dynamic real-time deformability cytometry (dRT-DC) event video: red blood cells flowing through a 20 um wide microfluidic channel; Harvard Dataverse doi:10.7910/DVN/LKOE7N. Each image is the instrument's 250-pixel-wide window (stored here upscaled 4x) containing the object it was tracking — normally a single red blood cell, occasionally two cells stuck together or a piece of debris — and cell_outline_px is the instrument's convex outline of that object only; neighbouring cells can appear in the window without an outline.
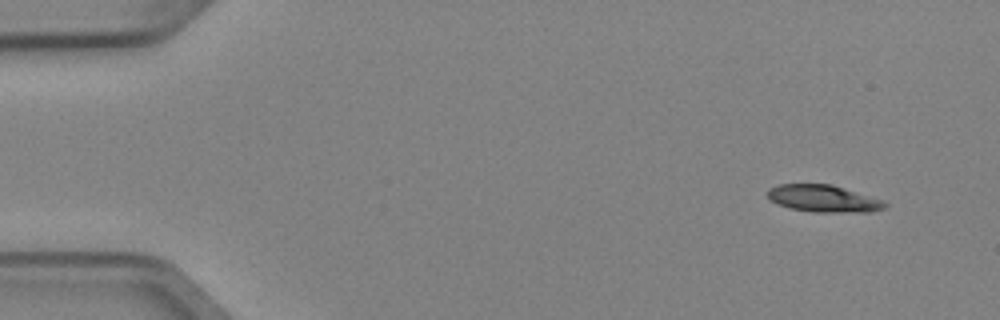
{"species": "Egyptian fruit bat (a non-hibernating species)", "species_latin": "Rousettus aegyptiacus", "temperature_condition": "cold", "stored_images_in_passage": 4, "camera_frame_rate_fps": 3000, "um_per_image_px": 0.085, "animal": {"sex": "female"}, "frame": {"image": 1, "passage_image": 1, "time_ms": 0.0, "image_size_px": [1000, 320], "cell_outline_px": [[888, 204], [884, 208], [868, 212], [816, 212], [788, 208], [768, 200], [768, 188], [780, 184], [832, 184], [884, 200]], "centroid_in_image_um": [69.99, 16.87], "position_along_channel_um": 15.0, "area_um2": 18.61}}
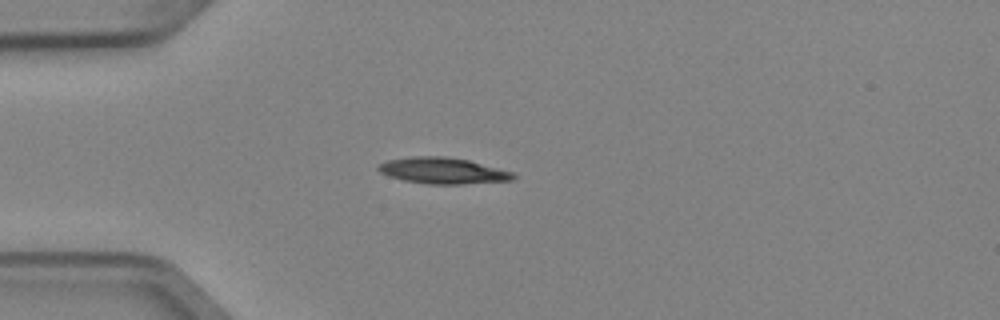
{"frame": {"image": 2, "passage_image": 3, "time_ms": 0.667, "image_size_px": [1000, 320], "cell_outline_px": [[516, 176], [512, 180], [464, 184], [428, 184], [404, 180], [388, 176], [380, 172], [376, 168], [380, 164], [388, 160], [412, 156], [444, 156], [468, 160], [512, 172]], "centroid_in_image_um": [37.61, 14.51], "position_along_channel_um": 47.4, "area_um2": 20.4}}